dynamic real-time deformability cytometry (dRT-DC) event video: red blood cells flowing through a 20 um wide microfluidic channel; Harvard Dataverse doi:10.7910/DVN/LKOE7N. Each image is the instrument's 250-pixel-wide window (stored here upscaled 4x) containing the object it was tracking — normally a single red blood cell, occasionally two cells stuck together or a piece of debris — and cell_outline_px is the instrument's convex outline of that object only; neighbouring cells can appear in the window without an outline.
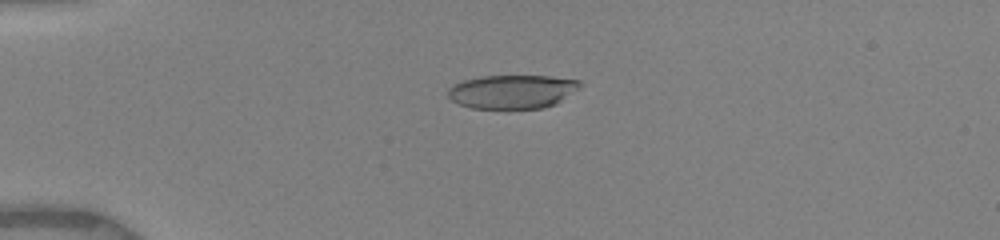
{"species": "human", "species_latin": "Homo sapiens", "temperature_condition": "warm", "stored_images_in_passage": 17, "camera_frame_rate_fps": 3000, "um_per_image_px": 0.085, "donor": {"sex": "female"}, "frame": {"image": 1, "passage_image": 6, "time_ms": 4.0, "image_size_px": [1000, 240], "cell_outline_px": [[584, 84], [556, 104], [544, 108], [472, 108], [456, 104], [448, 96], [448, 88], [464, 80], [480, 76], [548, 76], [580, 80]], "centroid_in_image_um": [43.55, 7.79], "position_along_channel_um": 41.5, "area_um2": 25.95}}
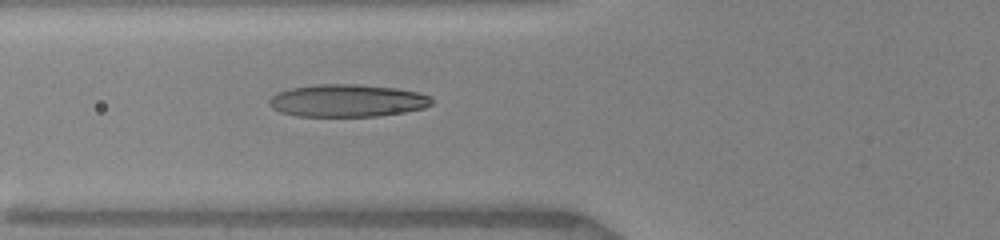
{"frame": {"image": 2, "passage_image": 12, "time_ms": 6.333, "image_size_px": [1000, 240], "cell_outline_px": [[432, 104], [424, 108], [404, 112], [380, 116], [296, 116], [280, 112], [272, 108], [268, 104], [268, 100], [272, 96], [280, 92], [292, 88], [316, 84], [360, 84], [396, 88], [420, 92], [432, 96]], "centroid_in_image_um": [29.55, 8.55], "position_along_channel_um": 96.3, "area_um2": 30.98}}
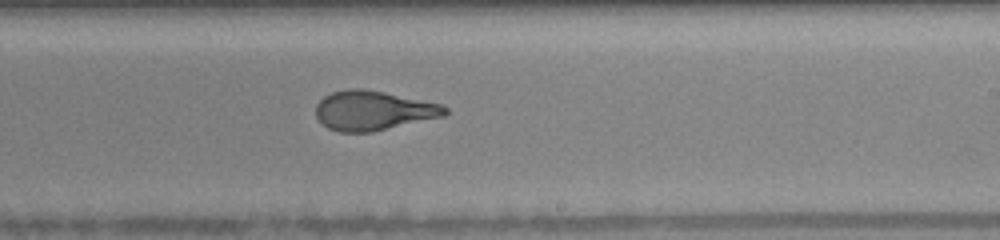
{"frame": {"image": 3, "passage_image": 17, "time_ms": 10.333, "image_size_px": [1000, 240], "cell_outline_px": [[448, 112], [444, 116], [372, 132], [340, 132], [328, 128], [316, 116], [316, 104], [324, 96], [332, 92], [348, 88], [360, 88], [384, 92], [440, 104], [448, 108]], "centroid_in_image_um": [31.71, 9.39], "position_along_channel_um": 257.3, "area_um2": 29.54}}